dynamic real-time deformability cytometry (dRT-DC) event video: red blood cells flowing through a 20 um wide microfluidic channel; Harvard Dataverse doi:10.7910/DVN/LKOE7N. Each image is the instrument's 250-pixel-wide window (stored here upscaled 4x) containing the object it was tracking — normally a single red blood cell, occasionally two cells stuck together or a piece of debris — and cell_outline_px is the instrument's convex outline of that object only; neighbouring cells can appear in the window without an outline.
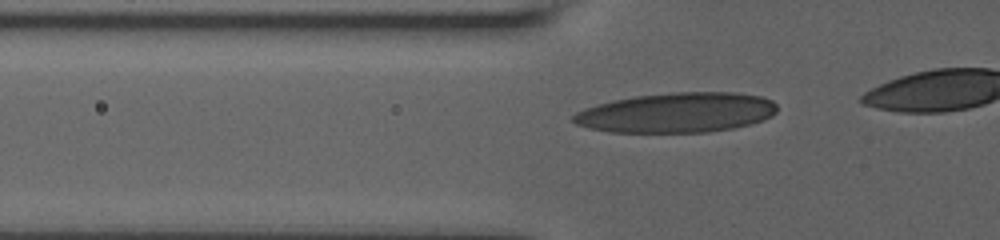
{"species": "human", "species_latin": "Homo sapiens", "temperature_condition": "room temperature", "stored_images_in_passage": 28, "camera_frame_rate_fps": 3000, "um_per_image_px": 0.085, "donor": {"sex": "male"}, "frame": {"image": 1, "passage_image": 18, "time_ms": 5.667, "image_size_px": [1000, 240], "cell_outline_px": [[776, 112], [772, 116], [764, 120], [732, 128], [708, 132], [608, 132], [576, 124], [572, 120], [572, 116], [576, 112], [584, 108], [616, 100], [636, 96], [676, 92], [732, 92], [760, 96], [772, 100], [776, 104]], "centroid_in_image_um": [57.55, 9.57], "position_along_channel_um": 68.3, "area_um2": 47.11}}
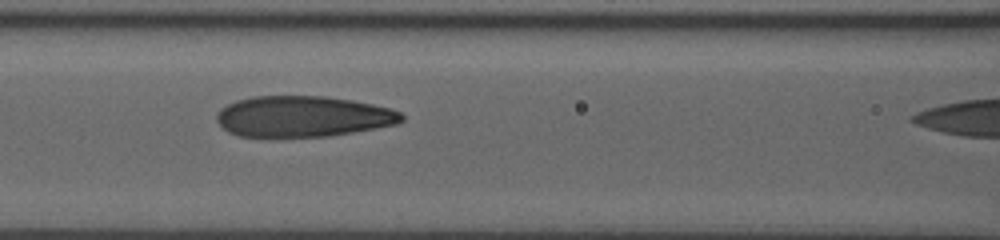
{"frame": {"image": 2, "passage_image": 24, "time_ms": 7.667, "image_size_px": [1000, 240], "cell_outline_px": [[404, 120], [396, 124], [352, 132], [328, 136], [240, 136], [228, 132], [216, 120], [216, 112], [220, 108], [236, 100], [252, 96], [324, 96], [352, 100], [372, 104], [388, 108], [400, 112], [404, 116]], "centroid_in_image_um": [25.72, 9.88], "position_along_channel_um": 140.9, "area_um2": 43.87}}
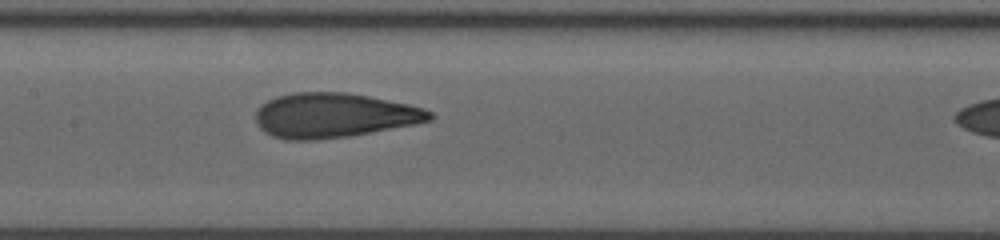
{"frame": {"image": 3, "passage_image": 27, "time_ms": 8.667, "image_size_px": [1000, 240], "cell_outline_px": [[436, 116], [432, 120], [416, 124], [348, 136], [316, 140], [288, 140], [272, 136], [264, 132], [256, 124], [256, 112], [260, 104], [276, 96], [296, 92], [348, 92], [408, 104], [424, 108], [432, 112]], "centroid_in_image_um": [28.37, 9.8], "position_along_channel_um": 179.0, "area_um2": 45.49}}